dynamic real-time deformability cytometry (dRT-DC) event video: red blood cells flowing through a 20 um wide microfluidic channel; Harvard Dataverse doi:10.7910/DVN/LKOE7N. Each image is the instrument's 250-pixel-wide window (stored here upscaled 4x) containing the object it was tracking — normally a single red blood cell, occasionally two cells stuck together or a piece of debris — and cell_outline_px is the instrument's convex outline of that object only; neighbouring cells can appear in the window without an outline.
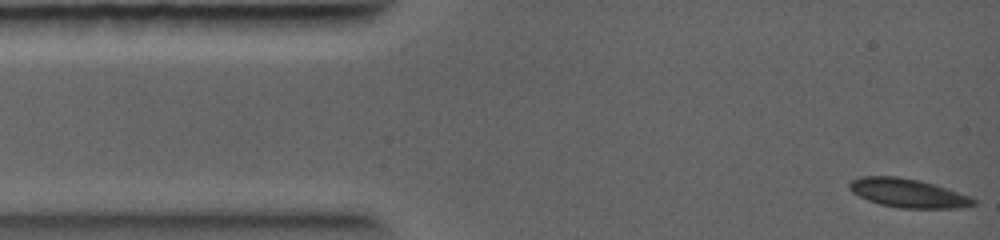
{"species": "common noctule bat (a hibernating species)", "species_latin": "Nyctalus noctula", "temperature_condition": "warm", "stored_images_in_passage": 30, "camera_frame_rate_fps": 5000, "um_per_image_px": 0.085, "animal": {"sex": "female", "body_mass_g": 19.0, "forearm_length_mm": 56.7}, "frame": {"image": 1, "passage_image": 1, "time_ms": 0.0, "image_size_px": [1000, 240], "cell_outline_px": [[976, 204], [960, 208], [900, 208], [880, 204], [868, 200], [852, 192], [848, 188], [848, 184], [852, 180], [860, 176], [896, 176], [920, 180], [936, 184], [968, 196], [976, 200]], "centroid_in_image_um": [77.16, 16.4], "position_along_channel_um": 7.8, "area_um2": 20.81}}
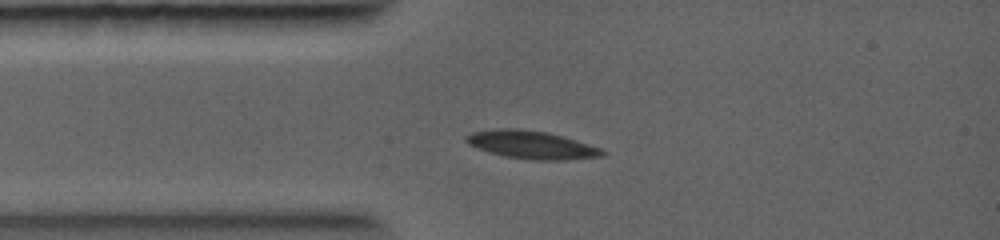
{"frame": {"image": 2, "passage_image": 17, "time_ms": 1.8, "image_size_px": [1000, 240], "cell_outline_px": [[604, 156], [564, 160], [532, 160], [504, 156], [476, 148], [468, 144], [464, 140], [464, 136], [472, 132], [496, 128], [516, 128], [544, 132], [576, 140], [600, 148], [604, 152]], "centroid_in_image_um": [45.12, 12.31], "position_along_channel_um": 39.9, "area_um2": 22.08}}